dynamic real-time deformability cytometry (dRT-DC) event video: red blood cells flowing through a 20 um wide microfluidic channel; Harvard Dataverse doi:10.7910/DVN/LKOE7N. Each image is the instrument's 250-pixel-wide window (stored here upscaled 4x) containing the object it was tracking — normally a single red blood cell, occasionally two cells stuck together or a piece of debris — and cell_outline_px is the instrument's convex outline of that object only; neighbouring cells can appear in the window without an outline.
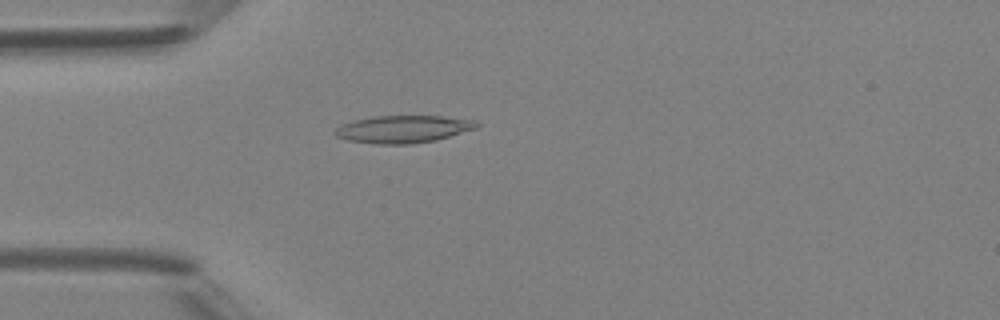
{"species": "Egyptian fruit bat (a non-hibernating species)", "species_latin": "Rousettus aegyptiacus", "temperature_condition": "room temperature", "stored_images_in_passage": 48, "camera_frame_rate_fps": 3000, "um_per_image_px": 0.085, "animal": {"sex": "female"}, "frame": {"image": 1, "passage_image": 14, "time_ms": 4.333, "image_size_px": [1000, 320], "cell_outline_px": [[480, 124], [476, 128], [436, 140], [408, 144], [376, 144], [348, 140], [336, 136], [332, 132], [336, 128], [352, 120], [372, 116], [440, 116], [476, 120]], "centroid_in_image_um": [34.25, 10.97], "position_along_channel_um": 50.7, "area_um2": 22.6}}
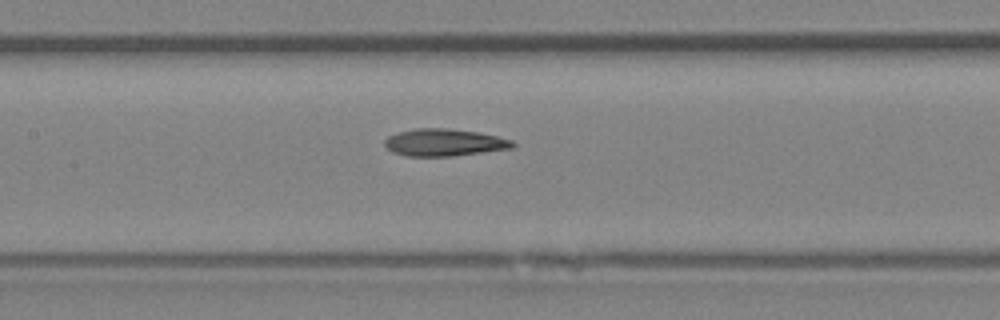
{"frame": {"image": 2, "passage_image": 23, "time_ms": 7.333, "image_size_px": [1000, 320], "cell_outline_px": [[516, 144], [512, 148], [452, 156], [408, 156], [392, 152], [384, 144], [384, 140], [388, 136], [400, 132], [416, 128], [448, 128], [476, 132], [496, 136], [512, 140]], "centroid_in_image_um": [37.74, 12.11], "position_along_channel_um": 169.7, "area_um2": 20.11}}
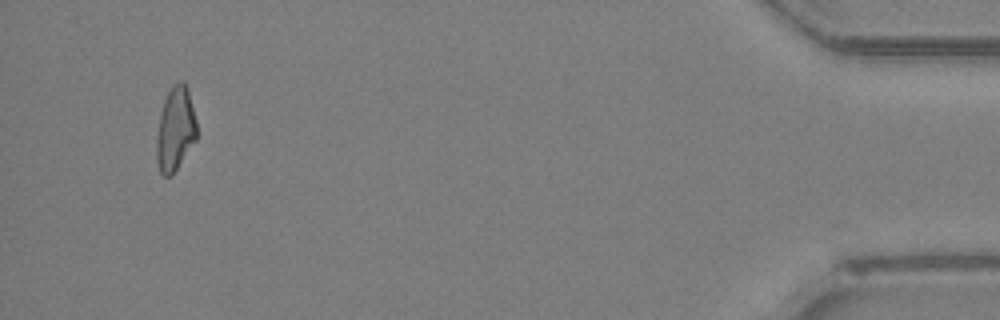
{"frame": {"image": 3, "passage_image": 46, "time_ms": 15.0, "image_size_px": [1000, 320], "cell_outline_px": [[196, 140], [172, 176], [164, 176], [160, 172], [156, 160], [156, 140], [160, 112], [164, 100], [172, 84], [180, 80], [184, 80], [188, 88], [196, 120]], "centroid_in_image_um": [14.9, 10.96], "position_along_channel_um": 420.3, "area_um2": 19.88}, "authors_computed_cell_mechanics": {"area_um2": 20.3745, "velocity_mm_per_s": 4.3072, "shape_relaxation_time_tau1_ms": 6.6273, "shape_relaxation_time_tau2_ms": 3.7892, "deformation_change_tau1": 0.1915, "deformation_change_tau2": 0.1308}}